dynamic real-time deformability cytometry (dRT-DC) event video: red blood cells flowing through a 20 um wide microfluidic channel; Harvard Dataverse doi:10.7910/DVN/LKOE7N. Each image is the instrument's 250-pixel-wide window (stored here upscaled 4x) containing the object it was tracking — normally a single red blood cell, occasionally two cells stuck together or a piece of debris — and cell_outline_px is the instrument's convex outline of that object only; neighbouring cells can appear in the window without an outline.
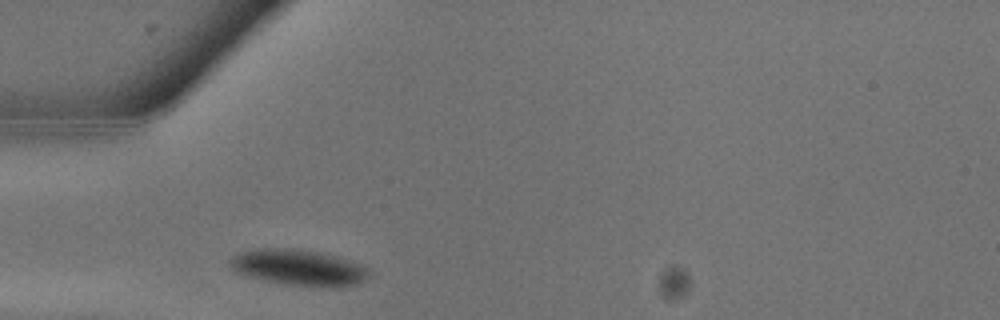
{"species": "common noctule bat (a hibernating species)", "species_latin": "Nyctalus noctula", "temperature_condition": "warm", "stored_images_in_passage": 6, "camera_frame_rate_fps": 3000, "um_per_image_px": 0.085, "animal": {"sex": "male", "body_mass_g": 13.3}, "frame": {"image": 1, "passage_image": 1, "time_ms": 0.0, "image_size_px": [1000, 320], "cell_outline_px": [[372, 272], [364, 280], [356, 284], [288, 284], [248, 276], [236, 272], [232, 268], [232, 256], [236, 252], [260, 248], [296, 248], [336, 256], [360, 264], [368, 268]], "centroid_in_image_um": [25.34, 22.68], "position_along_channel_um": 59.7, "area_um2": 27.98}}
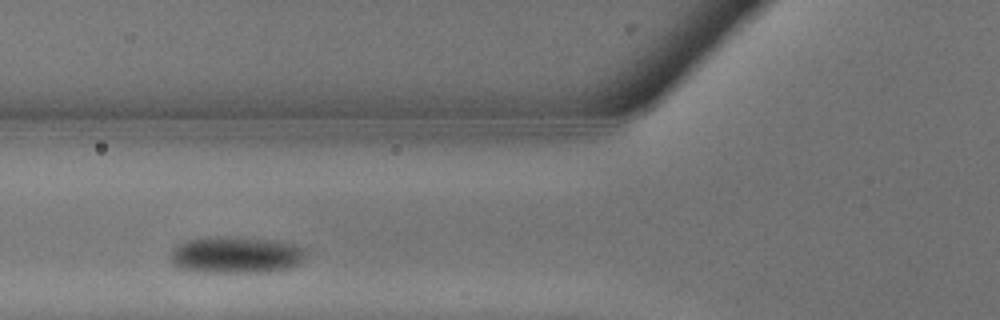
{"frame": {"image": 2, "passage_image": 3, "time_ms": 0.667, "image_size_px": [1000, 320], "cell_outline_px": [[308, 256], [300, 264], [292, 268], [264, 272], [200, 272], [176, 268], [172, 264], [168, 256], [172, 248], [184, 240], [208, 236], [220, 236], [276, 240], [308, 248]], "centroid_in_image_um": [20.06, 21.66], "position_along_channel_um": 105.7, "area_um2": 29.94}}
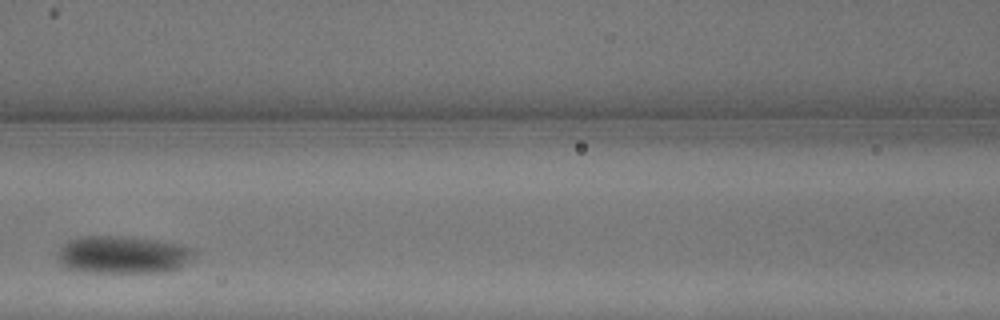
{"frame": {"image": 3, "passage_image": 5, "time_ms": 1.333, "image_size_px": [1000, 320], "cell_outline_px": [[196, 252], [180, 268], [172, 272], [76, 272], [64, 268], [60, 264], [56, 256], [60, 248], [68, 240], [80, 236], [120, 236], [160, 240], [180, 244], [196, 248]], "centroid_in_image_um": [10.42, 21.66], "position_along_channel_um": 156.2, "area_um2": 30.52}}